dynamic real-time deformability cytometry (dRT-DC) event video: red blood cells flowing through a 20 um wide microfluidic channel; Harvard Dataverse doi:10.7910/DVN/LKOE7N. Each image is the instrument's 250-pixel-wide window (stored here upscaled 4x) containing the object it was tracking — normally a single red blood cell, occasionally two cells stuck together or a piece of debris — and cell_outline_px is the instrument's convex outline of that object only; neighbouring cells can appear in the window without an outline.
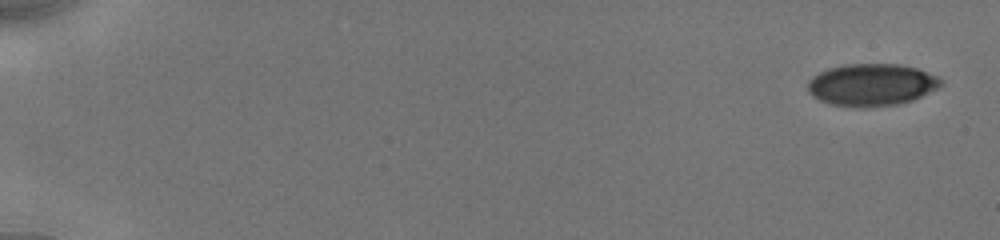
{"species": "human", "species_latin": "Homo sapiens", "temperature_condition": "cold", "stored_images_in_passage": 11, "camera_frame_rate_fps": 3000, "um_per_image_px": 0.085, "donor": {"sex": "male"}, "frame": {"image": 1, "passage_image": 1, "time_ms": 0.0, "image_size_px": [1000, 240], "cell_outline_px": [[944, 84], [912, 100], [900, 104], [864, 108], [856, 108], [832, 104], [820, 100], [808, 88], [808, 80], [812, 76], [828, 68], [844, 64], [896, 64], [916, 68], [936, 76]], "centroid_in_image_um": [74.07, 7.21], "position_along_channel_um": 10.9, "area_um2": 32.48}}
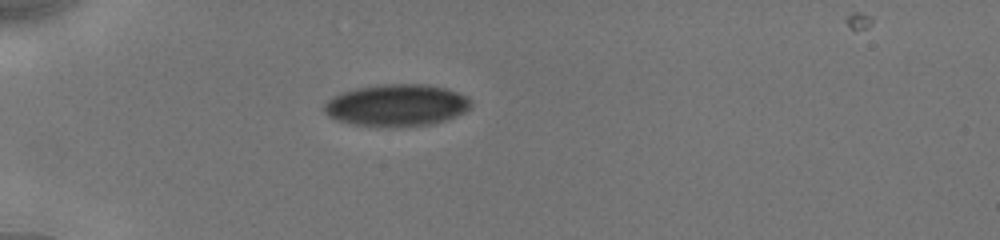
{"frame": {"image": 2, "passage_image": 8, "time_ms": 5.0, "image_size_px": [1000, 240], "cell_outline_px": [[472, 108], [456, 116], [432, 124], [352, 124], [336, 120], [328, 116], [324, 112], [324, 104], [332, 96], [340, 92], [356, 88], [376, 84], [428, 84], [444, 88], [468, 96], [472, 100]], "centroid_in_image_um": [33.72, 8.89], "position_along_channel_um": 51.3, "area_um2": 35.32}}
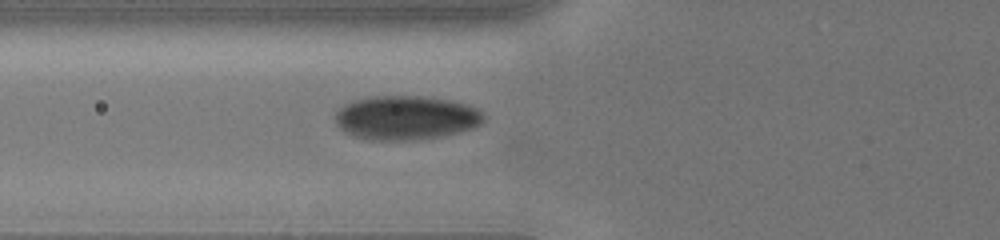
{"frame": {"image": 3, "passage_image": 10, "time_ms": 6.667, "image_size_px": [1000, 240], "cell_outline_px": [[484, 120], [480, 124], [456, 132], [436, 136], [404, 140], [372, 140], [356, 136], [344, 132], [336, 124], [336, 112], [344, 104], [356, 100], [376, 96], [420, 96], [448, 100], [468, 104], [484, 112]], "centroid_in_image_um": [34.48, 9.99], "position_along_channel_um": 91.3, "area_um2": 37.51}}